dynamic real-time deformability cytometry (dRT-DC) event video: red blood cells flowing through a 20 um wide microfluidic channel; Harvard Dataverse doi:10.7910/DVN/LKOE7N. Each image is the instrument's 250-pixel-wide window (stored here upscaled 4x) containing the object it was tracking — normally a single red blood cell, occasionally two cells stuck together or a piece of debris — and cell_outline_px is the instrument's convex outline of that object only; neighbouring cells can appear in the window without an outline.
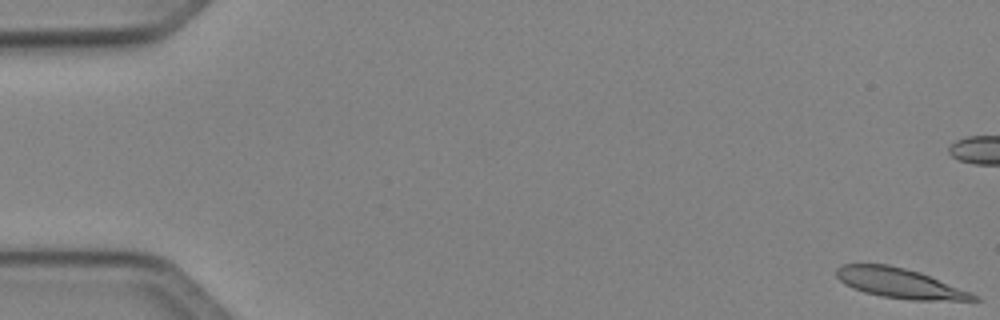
{"species": "Egyptian fruit bat (a non-hibernating species)", "species_latin": "Rousettus aegyptiacus", "temperature_condition": "cold", "stored_images_in_passage": 13, "camera_frame_rate_fps": 3000, "um_per_image_px": 0.085, "animal": {"sex": "female"}, "frame": {"image": 1, "passage_image": 1, "time_ms": 0.0, "image_size_px": [1000, 320], "cell_outline_px": [[980, 300], [912, 300], [880, 296], [864, 292], [852, 288], [844, 284], [836, 276], [836, 268], [840, 264], [888, 264], [920, 272], [968, 292], [976, 296]], "centroid_in_image_um": [76.37, 24.06], "position_along_channel_um": 8.6, "area_um2": 23.52}}